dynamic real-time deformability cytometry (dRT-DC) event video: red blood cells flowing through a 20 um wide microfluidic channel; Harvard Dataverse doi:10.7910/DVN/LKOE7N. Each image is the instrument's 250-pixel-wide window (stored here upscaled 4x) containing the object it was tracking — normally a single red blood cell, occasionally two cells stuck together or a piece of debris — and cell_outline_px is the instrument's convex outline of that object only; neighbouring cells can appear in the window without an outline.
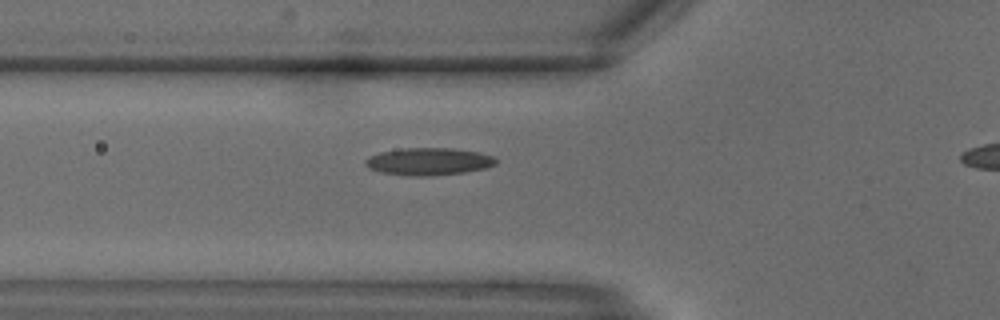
{"species": "common noctule bat (a hibernating species)", "species_latin": "Nyctalus noctula", "temperature_condition": "warm", "stored_images_in_passage": 8, "camera_frame_rate_fps": 3000, "um_per_image_px": 0.085, "animal": {"sex": "male", "body_mass_g": 18.8}, "frame": {"image": 1, "passage_image": 4, "time_ms": 1.0, "image_size_px": [1000, 320], "cell_outline_px": [[496, 164], [484, 168], [464, 172], [428, 176], [408, 176], [380, 172], [368, 168], [364, 164], [364, 160], [368, 156], [380, 152], [404, 148], [452, 148], [480, 152], [492, 156], [496, 160]], "centroid_in_image_um": [36.39, 13.72], "position_along_channel_um": 89.4, "area_um2": 20.87}}
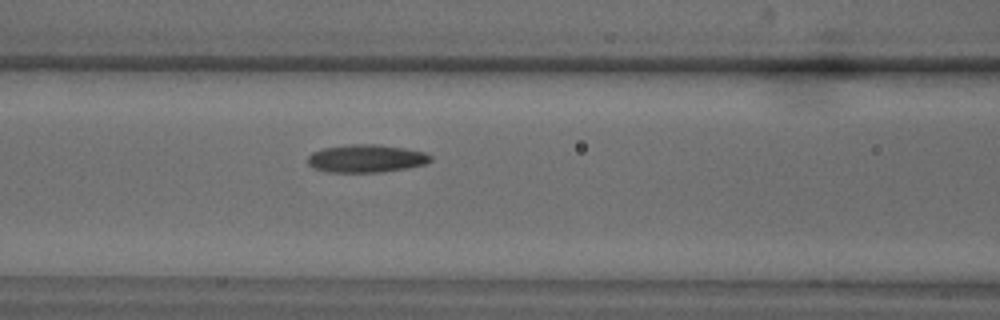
{"frame": {"image": 2, "passage_image": 6, "time_ms": 1.667, "image_size_px": [1000, 320], "cell_outline_px": [[432, 160], [424, 164], [408, 168], [380, 172], [328, 172], [312, 168], [308, 164], [308, 156], [312, 152], [324, 148], [352, 144], [376, 144], [404, 148], [424, 152], [432, 156]], "centroid_in_image_um": [31.12, 13.47], "position_along_channel_um": 135.5, "area_um2": 19.94}}
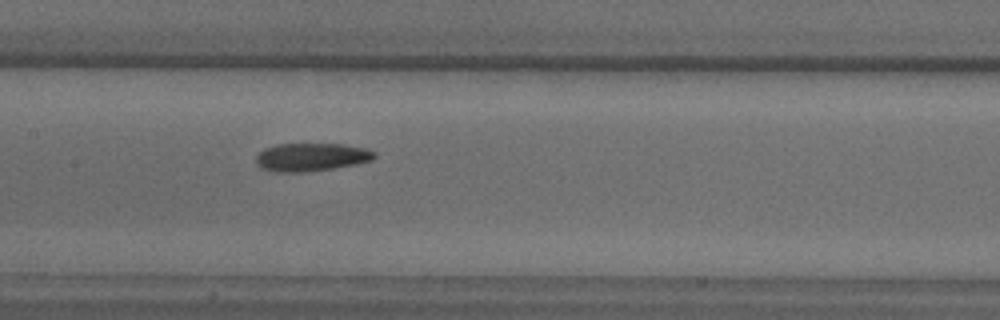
{"frame": {"image": 3, "passage_image": 8, "time_ms": 2.333, "image_size_px": [1000, 320], "cell_outline_px": [[376, 156], [372, 160], [332, 168], [304, 172], [272, 172], [260, 168], [256, 164], [256, 156], [264, 148], [280, 144], [344, 144], [364, 148], [376, 152]], "centroid_in_image_um": [26.41, 13.35], "position_along_channel_um": 181.0, "area_um2": 19.31}}